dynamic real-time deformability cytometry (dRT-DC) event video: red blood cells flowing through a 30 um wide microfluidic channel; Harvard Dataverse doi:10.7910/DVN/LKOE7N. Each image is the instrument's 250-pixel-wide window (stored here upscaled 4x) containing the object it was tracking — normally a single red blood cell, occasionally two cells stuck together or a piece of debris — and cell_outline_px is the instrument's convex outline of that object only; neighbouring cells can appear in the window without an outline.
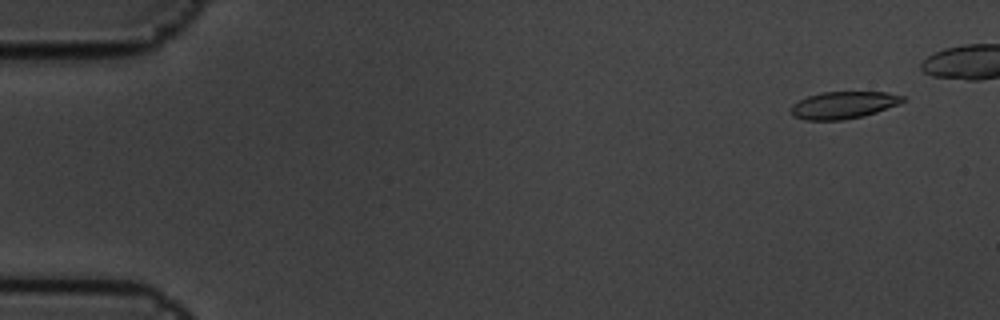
{"species": "common noctule bat (a hibernating species)", "species_latin": "Nyctalus noctula", "temperature_condition": "cold", "stored_images_in_passage": 6, "camera_frame_rate_fps": 3000, "um_per_image_px": 0.085, "animal": {"sex": "male", "body_mass_g": 19.5, "forearm_length_mm": 54.6}, "frame": {"image": 1, "passage_image": 1, "time_ms": 0.0, "image_size_px": [1000, 320], "cell_outline_px": [[904, 100], [900, 104], [876, 112], [844, 120], [804, 120], [792, 116], [788, 108], [792, 104], [808, 96], [820, 92], [884, 92], [904, 96]], "centroid_in_image_um": [71.63, 8.93], "position_along_channel_um": 13.4, "area_um2": 17.74}}